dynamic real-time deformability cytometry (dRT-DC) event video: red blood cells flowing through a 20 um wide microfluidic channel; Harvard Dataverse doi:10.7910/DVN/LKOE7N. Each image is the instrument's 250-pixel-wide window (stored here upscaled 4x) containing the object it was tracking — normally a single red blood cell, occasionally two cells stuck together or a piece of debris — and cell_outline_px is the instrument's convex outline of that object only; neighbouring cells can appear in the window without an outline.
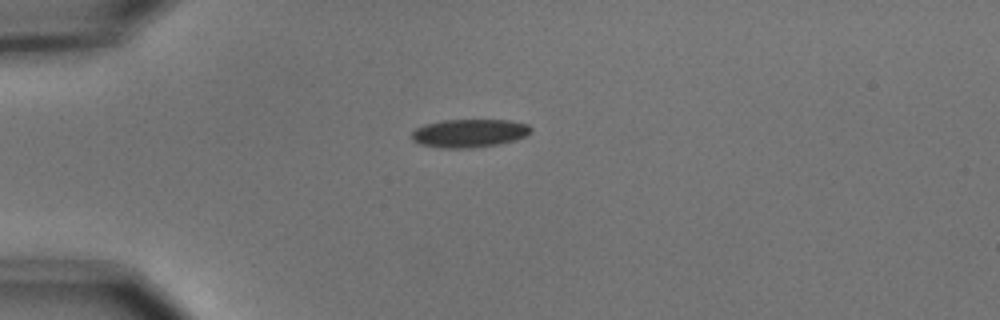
{"species": "common noctule bat (a hibernating species)", "species_latin": "Nyctalus noctula", "temperature_condition": "cold", "stored_images_in_passage": 41, "camera_frame_rate_fps": 3000, "um_per_image_px": 0.085, "animal": {"sex": "male", "body_mass_g": 15.6}, "frame": {"image": 1, "passage_image": 1, "time_ms": 0.0, "image_size_px": [1000, 320], "cell_outline_px": [[532, 132], [516, 140], [500, 144], [472, 148], [440, 148], [420, 144], [412, 140], [412, 132], [416, 128], [424, 124], [444, 120], [512, 120], [528, 124], [532, 128]], "centroid_in_image_um": [39.91, 11.32], "position_along_channel_um": 45.1, "area_um2": 19.83}}
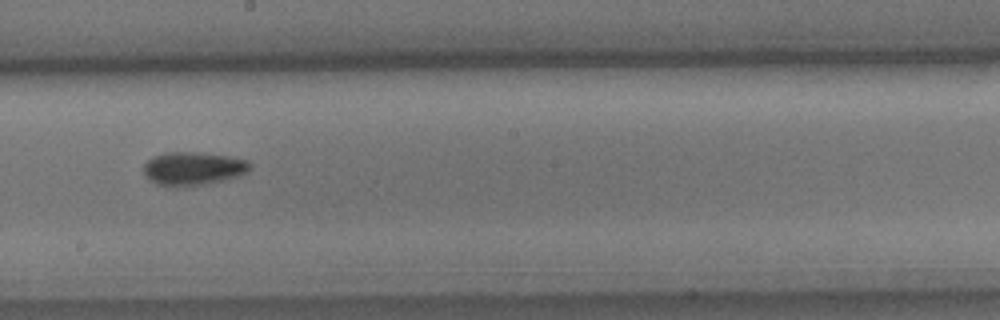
{"frame": {"image": 2, "passage_image": 18, "time_ms": 5.667, "image_size_px": [1000, 320], "cell_outline_px": [[252, 164], [240, 176], [204, 184], [156, 184], [148, 180], [144, 172], [144, 164], [152, 156], [168, 152], [200, 152], [228, 156], [248, 160]], "centroid_in_image_um": [16.41, 14.28], "position_along_channel_um": 231.8, "area_um2": 20.11}}
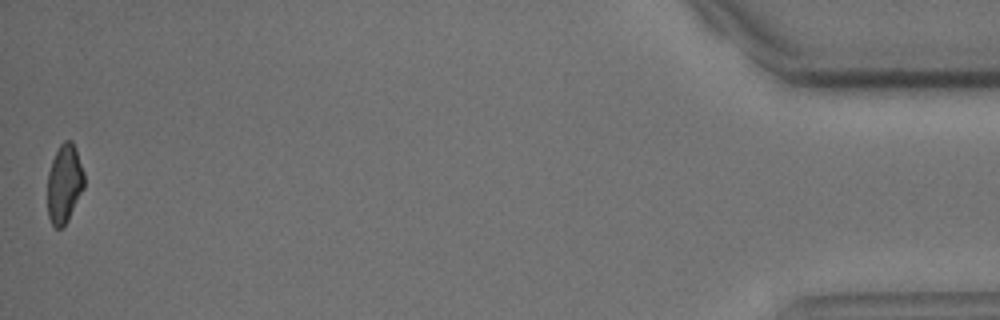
{"frame": {"image": 3, "passage_image": 41, "time_ms": 13.333, "image_size_px": [1000, 320], "cell_outline_px": [[84, 188], [68, 220], [60, 228], [56, 228], [52, 224], [48, 216], [48, 172], [52, 160], [60, 144], [64, 140], [72, 140], [76, 148], [84, 172]], "centroid_in_image_um": [5.48, 15.58], "position_along_channel_um": 429.7, "area_um2": 16.82}, "authors_computed_cell_mechanics": {"area_um2": 19.3052, "velocity_mm_per_s": 3.7068, "shape_relaxation_time_tau1_ms": 4.3088, "shape_relaxation_time_tau2_ms": null, "deformation_change_tau1": 0.118, "deformation_change_tau2": null}}